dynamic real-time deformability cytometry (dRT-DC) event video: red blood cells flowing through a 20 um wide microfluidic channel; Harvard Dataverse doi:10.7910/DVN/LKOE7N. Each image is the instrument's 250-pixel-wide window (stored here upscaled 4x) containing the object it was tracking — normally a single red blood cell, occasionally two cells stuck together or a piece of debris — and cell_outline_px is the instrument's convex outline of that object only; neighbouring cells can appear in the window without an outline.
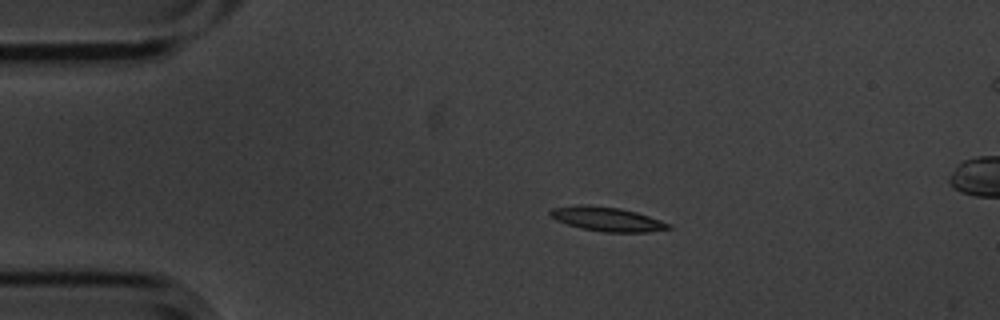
{"species": "common noctule bat (a hibernating species)", "species_latin": "Nyctalus noctula", "temperature_condition": "cold", "stored_images_in_passage": 3, "camera_frame_rate_fps": 3000, "um_per_image_px": 0.085, "animal": {"sex": "male", "body_mass_g": 20.1, "forearm_length_mm": 53.5}, "frame": {"image": 1, "passage_image": 1, "time_ms": 0.0, "image_size_px": [1000, 320], "cell_outline_px": [[672, 228], [648, 232], [604, 232], [580, 228], [556, 220], [548, 212], [552, 208], [580, 204], [588, 204], [620, 208], [636, 212], [672, 224]], "centroid_in_image_um": [51.6, 18.62], "position_along_channel_um": 33.4, "area_um2": 16.7}}